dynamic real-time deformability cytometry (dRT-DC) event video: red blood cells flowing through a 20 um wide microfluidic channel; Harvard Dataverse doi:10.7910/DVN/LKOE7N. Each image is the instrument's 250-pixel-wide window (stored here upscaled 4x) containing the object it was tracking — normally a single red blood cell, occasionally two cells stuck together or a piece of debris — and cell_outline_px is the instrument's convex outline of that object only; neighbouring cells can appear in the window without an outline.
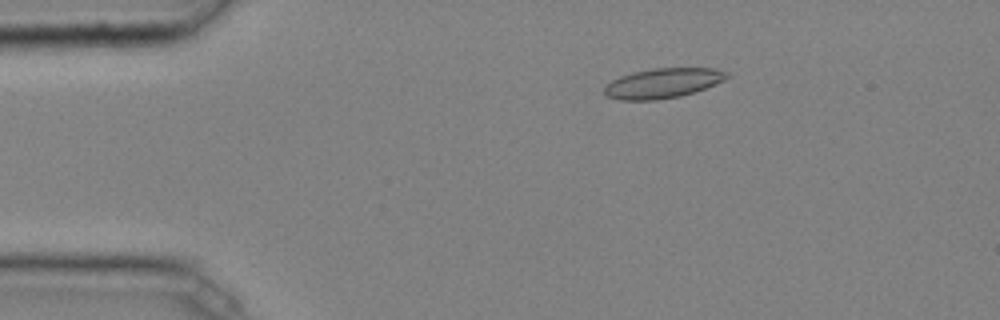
{"species": "common noctule bat (a hibernating species)", "species_latin": "Nyctalus noctula", "temperature_condition": "cold", "stored_images_in_passage": 43, "camera_frame_rate_fps": 3000, "um_per_image_px": 0.085, "animal": {"sex": "male", "body_mass_g": 20.4}, "frame": {"image": 1, "passage_image": 9, "time_ms": 2.667, "image_size_px": [1000, 320], "cell_outline_px": [[728, 76], [724, 80], [704, 88], [680, 96], [656, 100], [620, 100], [608, 96], [604, 92], [604, 88], [612, 80], [620, 76], [632, 72], [652, 68], [716, 68], [728, 72]], "centroid_in_image_um": [56.33, 7.06], "position_along_channel_um": 28.7, "area_um2": 21.15}}
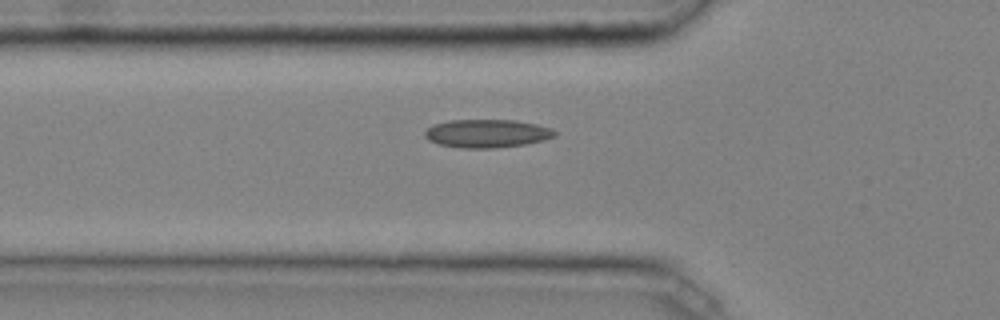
{"frame": {"image": 2, "passage_image": 17, "time_ms": 5.333, "image_size_px": [1000, 320], "cell_outline_px": [[556, 136], [544, 140], [524, 144], [496, 148], [460, 148], [440, 144], [428, 140], [424, 136], [424, 132], [432, 124], [452, 120], [516, 120], [536, 124], [552, 128], [556, 132]], "centroid_in_image_um": [41.39, 11.34], "position_along_channel_um": 84.4, "area_um2": 21.44}}
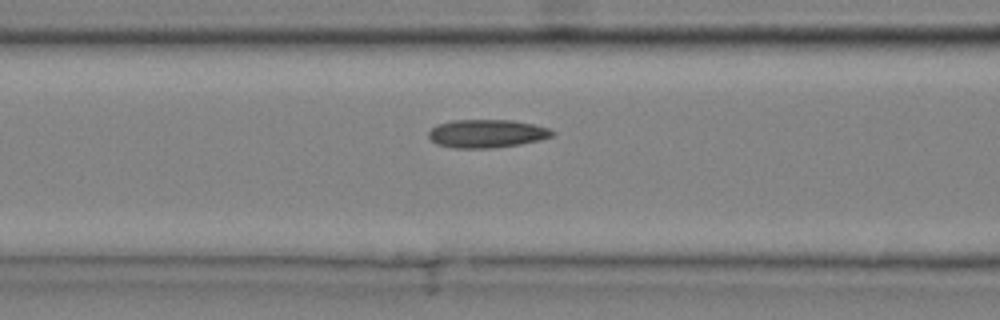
{"frame": {"image": 3, "passage_image": 20, "time_ms": 6.333, "image_size_px": [1000, 320], "cell_outline_px": [[556, 132], [552, 136], [540, 140], [520, 144], [492, 148], [452, 148], [436, 144], [428, 136], [428, 132], [436, 124], [452, 120], [512, 120], [532, 124], [548, 128]], "centroid_in_image_um": [41.35, 11.35], "position_along_channel_um": 125.2, "area_um2": 20.4}, "authors_computed_cell_mechanics": {"area_um2": 19.8832, "velocity_mm_per_s": 4.0452, "shape_relaxation_time_tau1_ms": null, "shape_relaxation_time_tau2_ms": 4.8981, "deformation_change_tau1": null, "deformation_change_tau2": 0.1154}}